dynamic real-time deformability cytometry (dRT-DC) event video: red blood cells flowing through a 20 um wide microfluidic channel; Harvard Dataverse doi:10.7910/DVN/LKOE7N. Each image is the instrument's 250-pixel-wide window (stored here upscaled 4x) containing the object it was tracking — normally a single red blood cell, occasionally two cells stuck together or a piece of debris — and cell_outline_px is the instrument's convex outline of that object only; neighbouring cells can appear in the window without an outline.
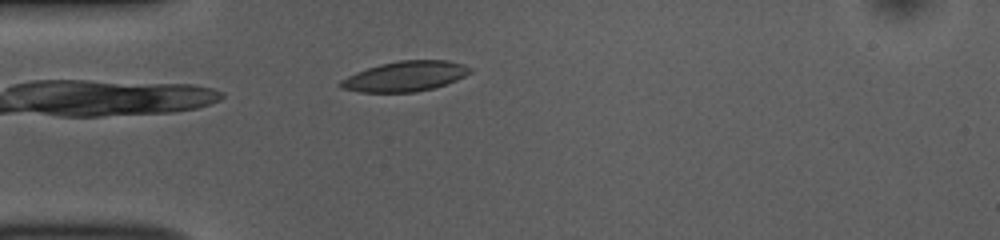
{"species": "common noctule bat (a hibernating species)", "species_latin": "Nyctalus noctula", "temperature_condition": "room temperature", "stored_images_in_passage": 40, "camera_frame_rate_fps": 3000, "um_per_image_px": 0.085, "animal": {"sex": "female", "body_mass_g": 10.0, "forearm_length_mm": 53.1}, "frame": {"image": 1, "passage_image": 1, "time_ms": 0.0, "image_size_px": [1000, 240], "cell_outline_px": [[472, 72], [456, 80], [432, 88], [416, 92], [360, 92], [340, 88], [336, 84], [340, 80], [356, 72], [380, 64], [400, 60], [448, 60], [464, 64], [472, 68]], "centroid_in_image_um": [34.42, 6.48], "position_along_channel_um": 50.6, "area_um2": 22.77}}
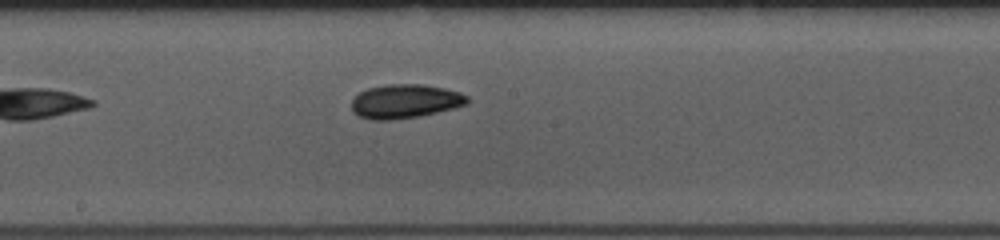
{"frame": {"image": 2, "passage_image": 15, "time_ms": 4.667, "image_size_px": [1000, 240], "cell_outline_px": [[468, 104], [420, 116], [392, 120], [368, 120], [356, 116], [352, 112], [352, 100], [360, 92], [368, 88], [388, 84], [420, 84], [444, 88], [460, 92], [468, 96]], "centroid_in_image_um": [34.4, 8.62], "position_along_channel_um": 213.8, "area_um2": 23.0}}
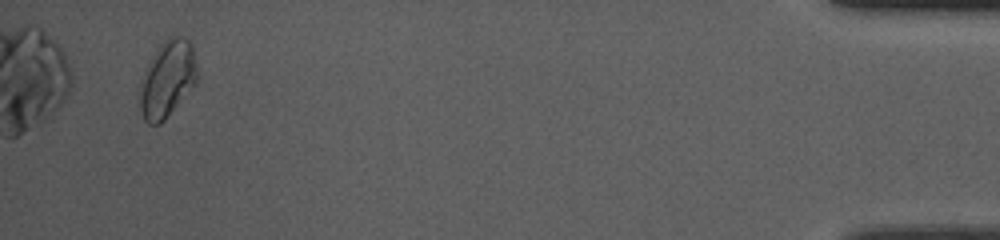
{"frame": {"image": 3, "passage_image": 38, "time_ms": 12.333, "image_size_px": [1000, 240], "cell_outline_px": [[196, 84], [164, 120], [160, 124], [148, 124], [144, 120], [140, 112], [136, 96], [136, 92], [140, 80], [148, 60], [156, 48], [168, 36], [184, 36], [192, 44], [196, 68]], "centroid_in_image_um": [14.15, 6.72], "position_along_channel_um": 421.1, "area_um2": 26.36}, "authors_computed_cell_mechanics": {"area_um2": 22.1663, "velocity_mm_per_s": 3.7093, "shape_relaxation_time_tau1_ms": 2.706, "shape_relaxation_time_tau2_ms": 5.1072, "deformation_change_tau1": 0.0724, "deformation_change_tau2": 0.1073}}